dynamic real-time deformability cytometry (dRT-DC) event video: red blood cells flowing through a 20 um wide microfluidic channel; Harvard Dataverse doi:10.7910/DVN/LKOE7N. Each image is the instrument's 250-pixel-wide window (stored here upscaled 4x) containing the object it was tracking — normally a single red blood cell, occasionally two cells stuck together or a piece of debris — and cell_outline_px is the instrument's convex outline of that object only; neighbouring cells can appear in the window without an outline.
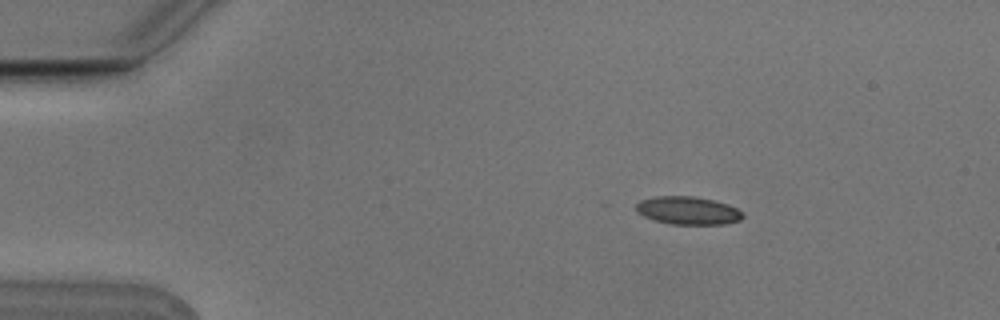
{"species": "Egyptian fruit bat (a non-hibernating species)", "species_latin": "Rousettus aegyptiacus", "temperature_condition": "cold", "stored_images_in_passage": 4, "camera_frame_rate_fps": 3000, "um_per_image_px": 0.085, "animal": {"sex": "male"}, "frame": {"image": 1, "passage_image": 2, "time_ms": 0.333, "image_size_px": [1000, 320], "cell_outline_px": [[744, 216], [740, 220], [724, 224], [672, 224], [656, 220], [644, 216], [636, 212], [636, 204], [640, 200], [652, 196], [696, 196], [728, 204], [744, 212]], "centroid_in_image_um": [58.48, 17.88], "position_along_channel_um": 26.5, "area_um2": 17.46}}